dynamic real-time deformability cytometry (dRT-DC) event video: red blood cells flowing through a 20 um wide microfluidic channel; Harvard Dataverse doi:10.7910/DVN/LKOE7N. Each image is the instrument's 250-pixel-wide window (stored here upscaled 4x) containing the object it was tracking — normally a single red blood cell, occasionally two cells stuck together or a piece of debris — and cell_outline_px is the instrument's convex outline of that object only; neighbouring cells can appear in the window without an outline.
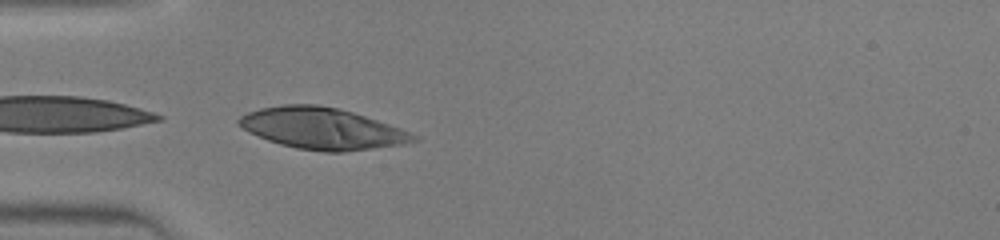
{"species": "human", "species_latin": "Homo sapiens", "temperature_condition": "warm", "stored_images_in_passage": 20, "camera_frame_rate_fps": 3000, "um_per_image_px": 0.085, "donor": {"sex": "male"}, "frame": {"image": 1, "passage_image": 1, "time_ms": 0.0, "image_size_px": [1000, 240], "cell_outline_px": [[420, 140], [404, 144], [344, 152], [324, 152], [296, 148], [280, 144], [268, 140], [248, 132], [236, 124], [236, 120], [240, 116], [248, 112], [260, 108], [284, 104], [316, 104], [336, 108], [352, 112], [400, 128], [420, 136]], "centroid_in_image_um": [27.36, 10.93], "position_along_channel_um": 57.6, "area_um2": 42.14}}
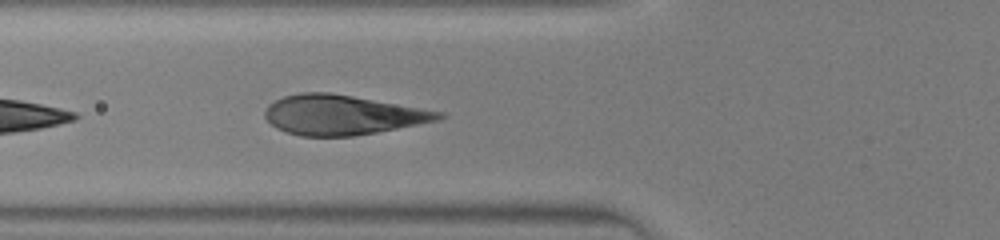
{"frame": {"image": 2, "passage_image": 4, "time_ms": 1.0, "image_size_px": [1000, 240], "cell_outline_px": [[448, 116], [440, 120], [376, 132], [352, 136], [300, 136], [276, 128], [264, 116], [264, 112], [268, 104], [284, 96], [300, 92], [328, 92], [352, 96], [444, 112]], "centroid_in_image_um": [29.1, 9.76], "position_along_channel_um": 96.7, "area_um2": 40.0}}